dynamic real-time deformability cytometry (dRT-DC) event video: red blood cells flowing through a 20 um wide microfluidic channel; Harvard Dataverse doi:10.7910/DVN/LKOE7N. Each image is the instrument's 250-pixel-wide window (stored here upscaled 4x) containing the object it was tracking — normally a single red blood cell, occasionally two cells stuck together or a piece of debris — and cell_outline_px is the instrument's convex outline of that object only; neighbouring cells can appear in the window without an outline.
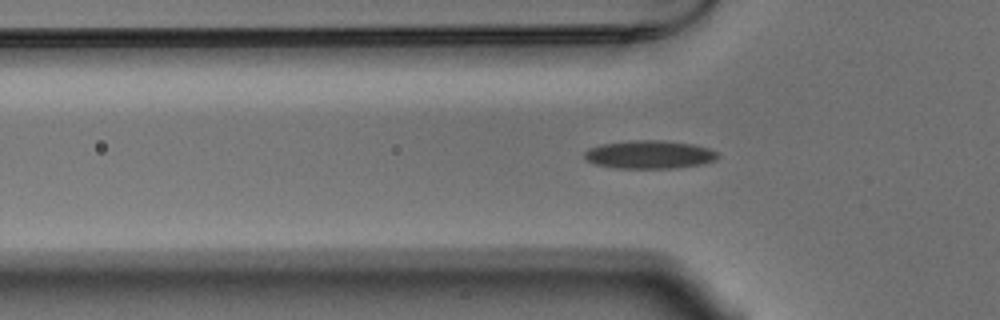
{"species": "Egyptian fruit bat (a non-hibernating species)", "species_latin": "Rousettus aegyptiacus", "temperature_condition": "warm", "stored_images_in_passage": 42, "segment_of_instrument_passage": [1, 2], "camera_frame_rate_fps": 3000, "um_per_image_px": 0.085, "animal": {"sex": "male"}, "frame": {"image": 1, "passage_image": 4, "time_ms": 1.0, "image_size_px": [1000, 320], "cell_outline_px": [[720, 156], [716, 160], [704, 164], [676, 168], [616, 168], [596, 164], [588, 160], [584, 156], [584, 152], [588, 148], [600, 144], [628, 140], [664, 140], [696, 144], [720, 152]], "centroid_in_image_um": [55.26, 13.13], "position_along_channel_um": 70.5, "area_um2": 22.31}}
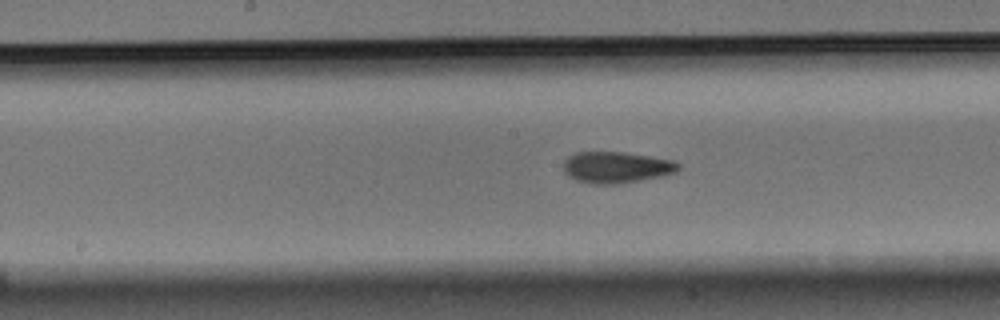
{"frame": {"image": 2, "passage_image": 14, "time_ms": 4.333, "image_size_px": [1000, 320], "cell_outline_px": [[680, 168], [676, 172], [664, 176], [616, 184], [592, 184], [576, 180], [568, 176], [564, 172], [564, 160], [568, 156], [576, 152], [624, 152], [652, 156], [676, 160], [680, 164]], "centroid_in_image_um": [52.42, 14.22], "position_along_channel_um": 195.8, "area_um2": 21.27}}
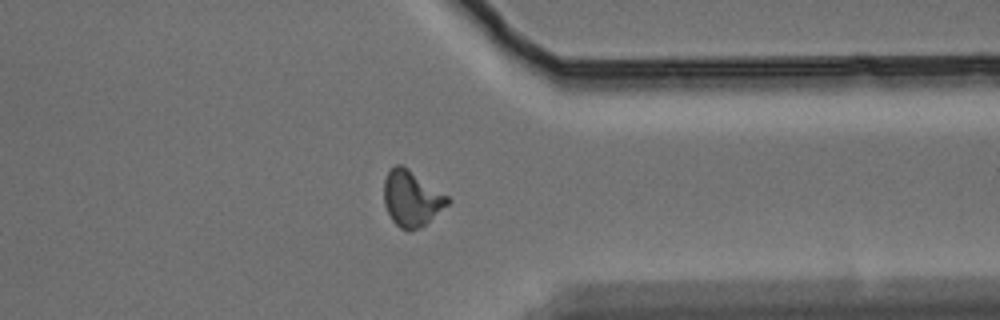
{"frame": {"image": 3, "passage_image": 29, "time_ms": 9.333, "image_size_px": [1000, 320], "cell_outline_px": [[452, 200], [448, 204], [420, 228], [408, 232], [400, 228], [392, 220], [384, 204], [384, 180], [388, 172], [396, 164], [400, 164], [408, 168], [448, 196]], "centroid_in_image_um": [34.97, 16.88], "position_along_channel_um": 376.4, "area_um2": 20.52}}